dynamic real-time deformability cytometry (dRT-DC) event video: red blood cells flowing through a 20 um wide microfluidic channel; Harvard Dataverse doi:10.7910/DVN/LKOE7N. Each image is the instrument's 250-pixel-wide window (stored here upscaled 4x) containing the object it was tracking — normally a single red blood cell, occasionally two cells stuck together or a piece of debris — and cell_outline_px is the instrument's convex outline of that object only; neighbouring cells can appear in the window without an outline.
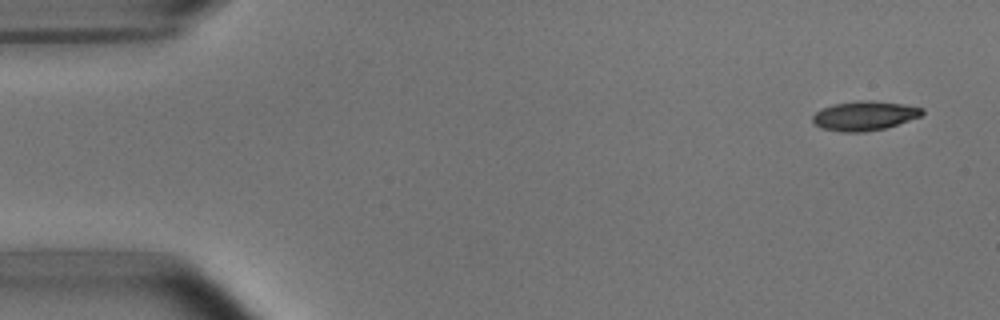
{"species": "common noctule bat (a hibernating species)", "species_latin": "Nyctalus noctula", "temperature_condition": "room temperature", "stored_images_in_passage": 51, "camera_frame_rate_fps": 3000, "um_per_image_px": 0.085, "animal": {"sex": "male", "body_mass_g": 15.6}, "frame": {"image": 1, "passage_image": 2, "time_ms": 0.333, "image_size_px": [1000, 320], "cell_outline_px": [[924, 112], [920, 116], [884, 128], [864, 132], [844, 132], [820, 128], [812, 120], [812, 116], [820, 108], [832, 104], [856, 100], [868, 100], [904, 104], [924, 108]], "centroid_in_image_um": [73.44, 9.82], "position_along_channel_um": 11.6, "area_um2": 18.73}}
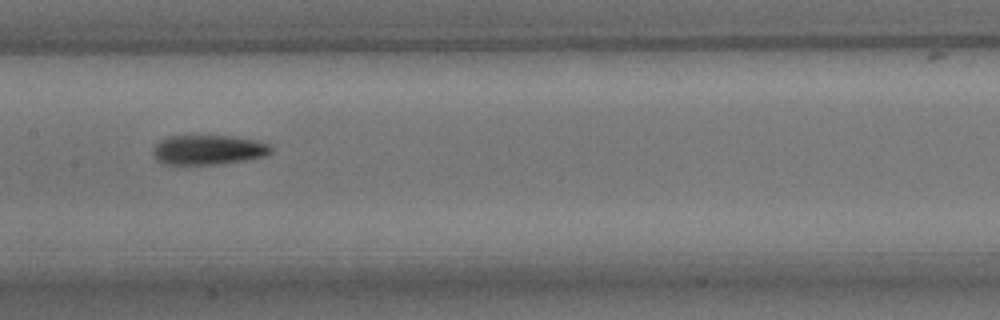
{"frame": {"image": 2, "passage_image": 25, "time_ms": 8.0, "image_size_px": [1000, 320], "cell_outline_px": [[272, 152], [268, 156], [220, 164], [164, 164], [156, 160], [152, 152], [156, 144], [160, 140], [168, 136], [232, 136], [256, 140], [268, 144], [272, 148]], "centroid_in_image_um": [17.72, 12.74], "position_along_channel_um": 189.7, "area_um2": 20.46}}
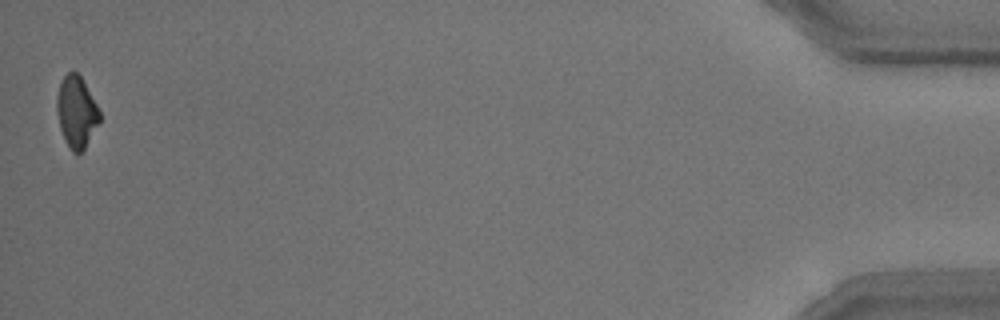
{"frame": {"image": 3, "passage_image": 51, "time_ms": 16.667, "image_size_px": [1000, 320], "cell_outline_px": [[100, 120], [84, 148], [80, 152], [72, 152], [60, 128], [56, 108], [56, 96], [60, 80], [68, 72], [76, 72], [80, 76], [96, 104], [100, 112]], "centroid_in_image_um": [6.47, 9.47], "position_along_channel_um": 428.7, "area_um2": 17.4}, "authors_computed_cell_mechanics": {"area_um2": 19.363, "velocity_mm_per_s": 3.8101, "shape_relaxation_time_tau1_ms": 3.9517, "shape_relaxation_time_tau2_ms": 5.3115, "deformation_change_tau1": 0.1503, "deformation_change_tau2": 0.1435}}